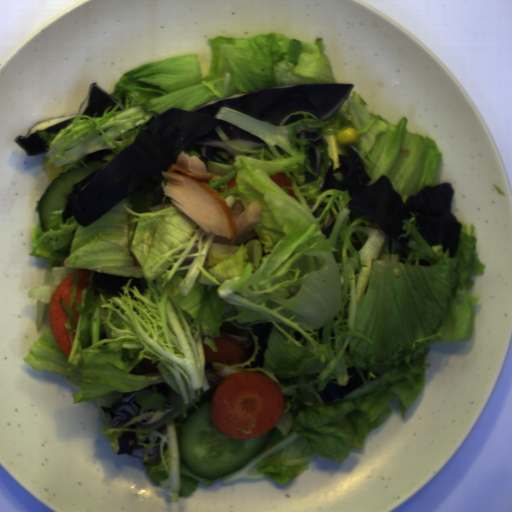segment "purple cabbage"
<instances>
[{
  "label": "purple cabbage",
  "mask_w": 512,
  "mask_h": 512,
  "mask_svg": "<svg viewBox=\"0 0 512 512\" xmlns=\"http://www.w3.org/2000/svg\"><path fill=\"white\" fill-rule=\"evenodd\" d=\"M354 86L347 83L274 86L210 101L194 110L172 107L162 114L152 113L131 145L73 184L62 223L73 217L78 225L88 226L155 173L168 172L182 151H196L204 164L216 161L212 156L217 153L235 159L237 151L222 139L215 130L217 127L241 147L262 149L265 141L216 118L222 107L277 127L296 112H309L326 122L339 112Z\"/></svg>",
  "instance_id": "purple-cabbage-1"
},
{
  "label": "purple cabbage",
  "mask_w": 512,
  "mask_h": 512,
  "mask_svg": "<svg viewBox=\"0 0 512 512\" xmlns=\"http://www.w3.org/2000/svg\"><path fill=\"white\" fill-rule=\"evenodd\" d=\"M337 155L340 166L333 170V158L318 185L319 189L323 192L333 189L347 191L350 221L354 220L353 213L357 211L379 224L388 236L389 255L392 254V240L407 233L403 230V221H410L412 215L415 216V229L430 246H442L445 253L449 251L450 258L456 255L462 225L451 213L455 195L452 183L425 186L403 201L386 176L370 184L371 176L353 149L350 148L347 155Z\"/></svg>",
  "instance_id": "purple-cabbage-2"
},
{
  "label": "purple cabbage",
  "mask_w": 512,
  "mask_h": 512,
  "mask_svg": "<svg viewBox=\"0 0 512 512\" xmlns=\"http://www.w3.org/2000/svg\"><path fill=\"white\" fill-rule=\"evenodd\" d=\"M116 97L110 95L97 84L90 83L86 98L78 105L77 111L73 114L43 119L32 125L27 135L15 137V142L21 146L28 156H38L46 153L48 147L44 138L36 134L37 131L59 134L68 126L75 117L88 116L91 119L102 117L103 112L109 108V112L117 104Z\"/></svg>",
  "instance_id": "purple-cabbage-3"
},
{
  "label": "purple cabbage",
  "mask_w": 512,
  "mask_h": 512,
  "mask_svg": "<svg viewBox=\"0 0 512 512\" xmlns=\"http://www.w3.org/2000/svg\"><path fill=\"white\" fill-rule=\"evenodd\" d=\"M145 391H151V386L120 395L111 407H102V411L111 427H120L141 415V405L136 396Z\"/></svg>",
  "instance_id": "purple-cabbage-4"
},
{
  "label": "purple cabbage",
  "mask_w": 512,
  "mask_h": 512,
  "mask_svg": "<svg viewBox=\"0 0 512 512\" xmlns=\"http://www.w3.org/2000/svg\"><path fill=\"white\" fill-rule=\"evenodd\" d=\"M131 280L130 287H138L140 293H143L146 288V281L144 278L130 277L124 275L103 273V272H93L92 275V286L97 293L101 289L105 291V293H110L114 295L122 294V287L126 286L128 280Z\"/></svg>",
  "instance_id": "purple-cabbage-5"
},
{
  "label": "purple cabbage",
  "mask_w": 512,
  "mask_h": 512,
  "mask_svg": "<svg viewBox=\"0 0 512 512\" xmlns=\"http://www.w3.org/2000/svg\"><path fill=\"white\" fill-rule=\"evenodd\" d=\"M347 372L349 374V378L345 386H342L331 380L324 386L322 391H319V395L323 402L329 404L335 403L349 393L361 388L363 384V378L358 369L354 366L347 368Z\"/></svg>",
  "instance_id": "purple-cabbage-6"
},
{
  "label": "purple cabbage",
  "mask_w": 512,
  "mask_h": 512,
  "mask_svg": "<svg viewBox=\"0 0 512 512\" xmlns=\"http://www.w3.org/2000/svg\"><path fill=\"white\" fill-rule=\"evenodd\" d=\"M275 324L271 322H259L252 325L250 331L254 336H257V341L260 349L255 354V359L250 364L243 365V368H263L265 354L267 352L272 329Z\"/></svg>",
  "instance_id": "purple-cabbage-7"
},
{
  "label": "purple cabbage",
  "mask_w": 512,
  "mask_h": 512,
  "mask_svg": "<svg viewBox=\"0 0 512 512\" xmlns=\"http://www.w3.org/2000/svg\"><path fill=\"white\" fill-rule=\"evenodd\" d=\"M219 332L221 335L225 334L235 339L244 352L245 361L251 358L255 345L253 336L248 330L234 326L230 321H226L222 323Z\"/></svg>",
  "instance_id": "purple-cabbage-8"
},
{
  "label": "purple cabbage",
  "mask_w": 512,
  "mask_h": 512,
  "mask_svg": "<svg viewBox=\"0 0 512 512\" xmlns=\"http://www.w3.org/2000/svg\"><path fill=\"white\" fill-rule=\"evenodd\" d=\"M155 389L159 392V394L163 395L165 400L162 405L164 411L158 409H148L145 412H153V415H150L140 422L139 424L143 426H148L151 424L158 423L166 416H168L174 408L171 406V385L168 382H161L154 385Z\"/></svg>",
  "instance_id": "purple-cabbage-9"
},
{
  "label": "purple cabbage",
  "mask_w": 512,
  "mask_h": 512,
  "mask_svg": "<svg viewBox=\"0 0 512 512\" xmlns=\"http://www.w3.org/2000/svg\"><path fill=\"white\" fill-rule=\"evenodd\" d=\"M118 445L117 455L128 454L141 459L145 452V447L139 444L138 435L133 431H123L118 438Z\"/></svg>",
  "instance_id": "purple-cabbage-10"
},
{
  "label": "purple cabbage",
  "mask_w": 512,
  "mask_h": 512,
  "mask_svg": "<svg viewBox=\"0 0 512 512\" xmlns=\"http://www.w3.org/2000/svg\"><path fill=\"white\" fill-rule=\"evenodd\" d=\"M111 155H113V151L106 149L90 152L82 157V159L77 164V167L83 164H87L91 161H96L104 164L106 162V158L110 157Z\"/></svg>",
  "instance_id": "purple-cabbage-11"
},
{
  "label": "purple cabbage",
  "mask_w": 512,
  "mask_h": 512,
  "mask_svg": "<svg viewBox=\"0 0 512 512\" xmlns=\"http://www.w3.org/2000/svg\"><path fill=\"white\" fill-rule=\"evenodd\" d=\"M295 137L297 139H301V140H308L315 146H319V147L328 145L327 140L323 136H321L319 134H314L310 131H302L299 134H297Z\"/></svg>",
  "instance_id": "purple-cabbage-12"
},
{
  "label": "purple cabbage",
  "mask_w": 512,
  "mask_h": 512,
  "mask_svg": "<svg viewBox=\"0 0 512 512\" xmlns=\"http://www.w3.org/2000/svg\"><path fill=\"white\" fill-rule=\"evenodd\" d=\"M307 153L309 155V160H310V169L314 175L318 176L321 162H322V155H321L319 149H316L313 147L309 148Z\"/></svg>",
  "instance_id": "purple-cabbage-13"
},
{
  "label": "purple cabbage",
  "mask_w": 512,
  "mask_h": 512,
  "mask_svg": "<svg viewBox=\"0 0 512 512\" xmlns=\"http://www.w3.org/2000/svg\"><path fill=\"white\" fill-rule=\"evenodd\" d=\"M368 236L369 235H367V234H365L363 232H359V231H355L352 234L351 244H352V246L354 247V249L356 251H360L361 250V248L364 246Z\"/></svg>",
  "instance_id": "purple-cabbage-14"
},
{
  "label": "purple cabbage",
  "mask_w": 512,
  "mask_h": 512,
  "mask_svg": "<svg viewBox=\"0 0 512 512\" xmlns=\"http://www.w3.org/2000/svg\"><path fill=\"white\" fill-rule=\"evenodd\" d=\"M161 452L159 445L154 446L152 449H150L147 453L148 460L155 461L158 458H160Z\"/></svg>",
  "instance_id": "purple-cabbage-15"
},
{
  "label": "purple cabbage",
  "mask_w": 512,
  "mask_h": 512,
  "mask_svg": "<svg viewBox=\"0 0 512 512\" xmlns=\"http://www.w3.org/2000/svg\"><path fill=\"white\" fill-rule=\"evenodd\" d=\"M334 224H335V218L333 217L330 220V222L322 228L321 232L323 233V235L325 236L326 239L330 238V236L333 232Z\"/></svg>",
  "instance_id": "purple-cabbage-16"
},
{
  "label": "purple cabbage",
  "mask_w": 512,
  "mask_h": 512,
  "mask_svg": "<svg viewBox=\"0 0 512 512\" xmlns=\"http://www.w3.org/2000/svg\"><path fill=\"white\" fill-rule=\"evenodd\" d=\"M305 116L303 113H297V114H294V115H291L287 120H286V123L285 125H291L299 120H304Z\"/></svg>",
  "instance_id": "purple-cabbage-17"
}]
</instances>
